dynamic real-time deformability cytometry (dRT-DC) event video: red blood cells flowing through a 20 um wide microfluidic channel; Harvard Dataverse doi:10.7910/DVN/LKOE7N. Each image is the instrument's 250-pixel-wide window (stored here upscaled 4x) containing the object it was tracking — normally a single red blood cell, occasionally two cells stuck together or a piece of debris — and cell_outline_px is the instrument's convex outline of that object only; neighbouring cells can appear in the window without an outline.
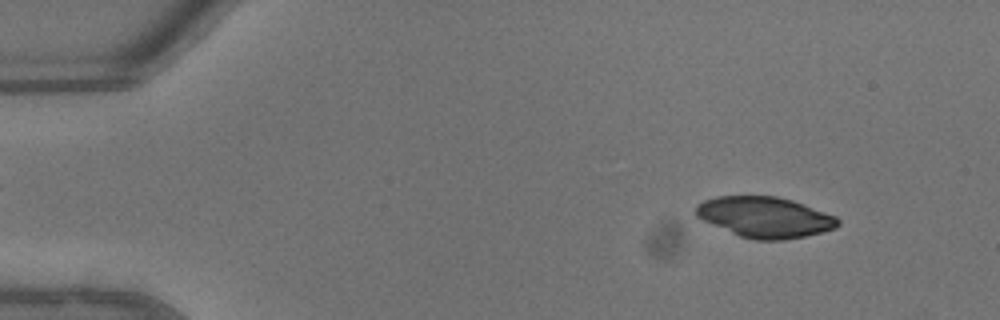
{"species": "common noctule bat (a hibernating species)", "species_latin": "Nyctalus noctula", "temperature_condition": "warm", "stored_images_in_passage": 25, "camera_frame_rate_fps": 3000, "um_per_image_px": 0.085, "animal": {"sex": "male", "body_mass_g": 13.3}, "frame": {"image": 1, "passage_image": 5, "time_ms": 1.333, "image_size_px": [1000, 320], "cell_outline_px": [[840, 224], [836, 228], [804, 236], [784, 240], [756, 240], [740, 236], [712, 224], [696, 216], [696, 204], [704, 200], [716, 196], [776, 196], [792, 200], [836, 216], [840, 220]], "centroid_in_image_um": [65.02, 18.45], "position_along_channel_um": 20.0, "area_um2": 33.47}}